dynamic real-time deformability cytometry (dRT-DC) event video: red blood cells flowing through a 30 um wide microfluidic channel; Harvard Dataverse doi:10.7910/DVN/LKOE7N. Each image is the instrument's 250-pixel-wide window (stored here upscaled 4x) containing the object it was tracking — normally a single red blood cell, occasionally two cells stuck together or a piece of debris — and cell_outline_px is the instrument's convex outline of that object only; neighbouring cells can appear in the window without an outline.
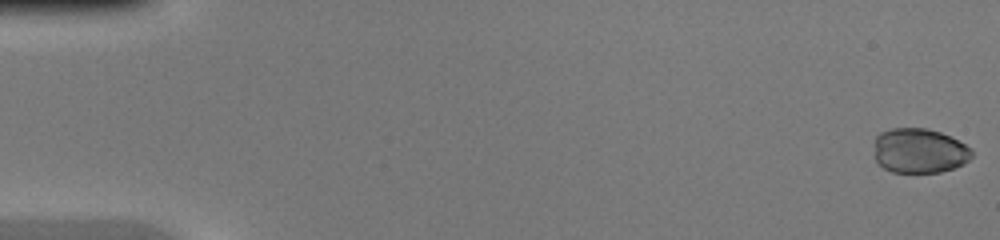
{"species": "common noctule bat (a hibernating species)", "species_latin": "Nyctalus noctula", "temperature_condition": "warm", "stored_images_in_passage": 46, "camera_frame_rate_fps": 3000, "um_per_image_px": 0.085, "animal": {"sex": "female", "body_mass_g": 20.0, "forearm_length_mm": 54.0}, "frame": {"image": 1, "passage_image": 1, "time_ms": 0.0, "image_size_px": [1000, 240], "cell_outline_px": [[972, 156], [964, 164], [940, 172], [892, 172], [884, 168], [876, 160], [876, 136], [880, 132], [892, 128], [928, 128], [940, 132], [972, 148]], "centroid_in_image_um": [78.16, 12.81], "position_along_channel_um": 6.8, "area_um2": 25.26}}
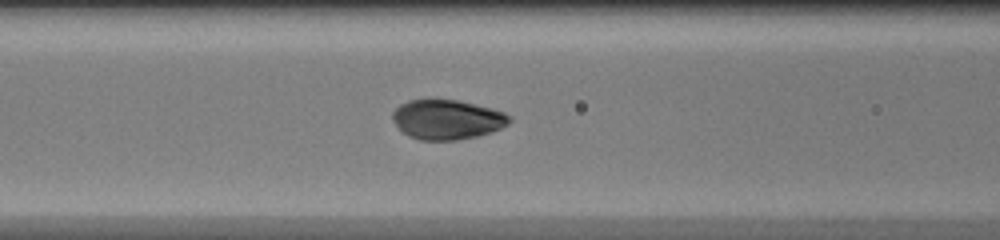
{"frame": {"image": 2, "passage_image": 20, "time_ms": 6.333, "image_size_px": [1000, 240], "cell_outline_px": [[512, 120], [508, 124], [500, 128], [476, 136], [456, 140], [420, 140], [408, 136], [392, 120], [392, 112], [400, 104], [408, 100], [424, 96], [428, 96], [460, 100], [492, 108], [504, 112], [512, 116]], "centroid_in_image_um": [37.97, 10.1], "position_along_channel_um": 128.6, "area_um2": 27.74}}
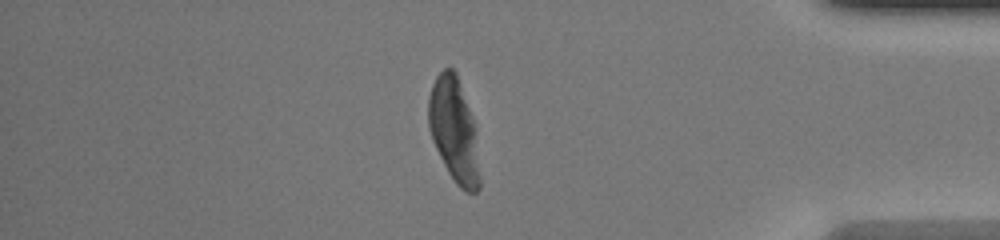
{"frame": {"image": 3, "passage_image": 40, "time_ms": 13.0, "image_size_px": [1000, 240], "cell_outline_px": [[480, 188], [476, 192], [464, 192], [456, 184], [448, 172], [432, 140], [428, 128], [428, 96], [432, 84], [436, 76], [444, 68], [452, 68], [456, 72], [472, 116], [476, 128], [480, 176]], "centroid_in_image_um": [38.6, 11.08], "position_along_channel_um": 396.6, "area_um2": 31.39}}